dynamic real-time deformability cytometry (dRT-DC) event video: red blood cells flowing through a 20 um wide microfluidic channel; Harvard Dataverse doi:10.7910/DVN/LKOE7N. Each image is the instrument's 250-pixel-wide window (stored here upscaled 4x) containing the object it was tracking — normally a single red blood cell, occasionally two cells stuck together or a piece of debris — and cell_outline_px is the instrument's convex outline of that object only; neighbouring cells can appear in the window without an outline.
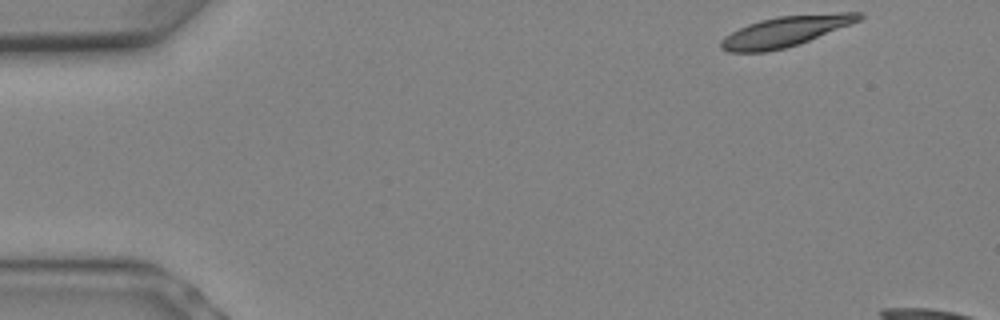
{"species": "Egyptian fruit bat (a non-hibernating species)", "species_latin": "Rousettus aegyptiacus", "temperature_condition": "warm", "stored_images_in_passage": 5, "camera_frame_rate_fps": 3000, "um_per_image_px": 0.085, "animal": {"sex": "female"}, "frame": {"image": 1, "passage_image": 1, "time_ms": 0.0, "image_size_px": [1000, 320], "cell_outline_px": [[864, 16], [860, 20], [808, 40], [784, 48], [768, 52], [728, 52], [720, 48], [720, 40], [724, 36], [748, 24], [760, 20], [780, 16], [840, 12], [864, 12]], "centroid_in_image_um": [66.73, 2.66], "position_along_channel_um": 18.3, "area_um2": 24.16}}